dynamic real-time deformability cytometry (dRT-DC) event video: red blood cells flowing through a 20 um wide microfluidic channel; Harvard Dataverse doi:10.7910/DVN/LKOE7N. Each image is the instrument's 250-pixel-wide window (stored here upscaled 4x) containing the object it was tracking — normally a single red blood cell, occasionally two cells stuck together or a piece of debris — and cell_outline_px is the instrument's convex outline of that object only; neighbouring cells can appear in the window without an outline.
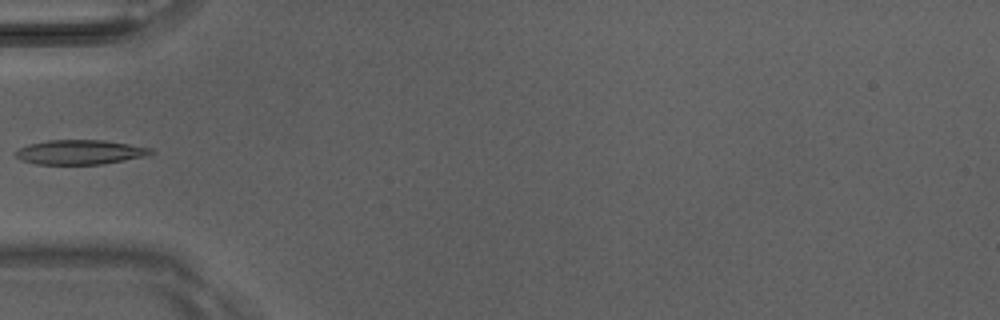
{"species": "Egyptian fruit bat (a non-hibernating species)", "species_latin": "Rousettus aegyptiacus", "temperature_condition": "room temperature", "stored_images_in_passage": 5, "camera_frame_rate_fps": 3000, "um_per_image_px": 0.085, "animal": {"sex": "male"}, "frame": {"image": 1, "passage_image": 4, "time_ms": 1.0, "image_size_px": [1000, 320], "cell_outline_px": [[156, 152], [144, 156], [104, 164], [36, 164], [20, 160], [12, 152], [28, 144], [48, 140], [104, 140], [152, 148]], "centroid_in_image_um": [6.77, 12.93], "position_along_channel_um": 78.2, "area_um2": 19.36}}